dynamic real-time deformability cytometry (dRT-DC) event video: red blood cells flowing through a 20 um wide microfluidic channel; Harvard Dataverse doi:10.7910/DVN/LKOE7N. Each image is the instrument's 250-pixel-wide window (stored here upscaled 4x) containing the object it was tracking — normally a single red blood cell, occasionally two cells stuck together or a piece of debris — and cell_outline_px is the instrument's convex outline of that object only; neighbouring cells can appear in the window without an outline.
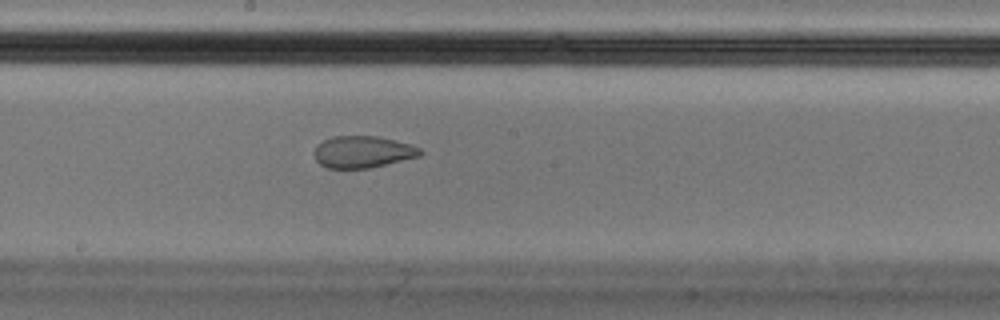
{"species": "Egyptian fruit bat (a non-hibernating species)", "species_latin": "Rousettus aegyptiacus", "temperature_condition": "cold", "stored_images_in_passage": 45, "segment_of_instrument_passage": [1, 2], "camera_frame_rate_fps": 3000, "um_per_image_px": 0.085, "animal": {"sex": "male"}, "frame": {"image": 1, "passage_image": 20, "time_ms": 6.333, "image_size_px": [1000, 320], "cell_outline_px": [[424, 152], [420, 156], [372, 168], [328, 168], [320, 164], [316, 160], [312, 152], [316, 144], [332, 136], [380, 136], [412, 144], [420, 148]], "centroid_in_image_um": [30.84, 12.9], "position_along_channel_um": 217.4, "area_um2": 20.06}}